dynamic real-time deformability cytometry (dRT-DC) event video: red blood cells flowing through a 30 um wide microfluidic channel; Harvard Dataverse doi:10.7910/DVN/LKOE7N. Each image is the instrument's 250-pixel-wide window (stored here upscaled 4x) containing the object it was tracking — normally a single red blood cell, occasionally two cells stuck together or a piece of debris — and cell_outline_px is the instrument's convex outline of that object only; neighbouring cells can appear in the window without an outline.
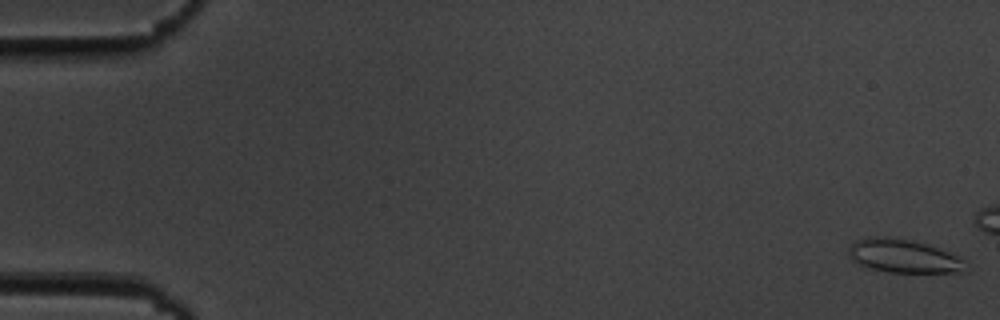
{"species": "common noctule bat (a hibernating species)", "species_latin": "Nyctalus noctula", "temperature_condition": "cold", "stored_images_in_passage": 16, "camera_frame_rate_fps": 3000, "um_per_image_px": 0.085, "animal": {"sex": "male", "body_mass_g": 19.5, "forearm_length_mm": 54.6}, "frame": {"image": 1, "passage_image": 1, "time_ms": 0.0, "image_size_px": [1000, 320], "cell_outline_px": [[964, 272], [888, 272], [872, 268], [860, 264], [852, 260], [848, 252], [848, 248], [856, 240], [864, 236], [884, 236], [908, 240], [924, 244], [948, 252], [964, 260]], "centroid_in_image_um": [76.73, 21.76], "position_along_channel_um": 8.3, "area_um2": 22.37}}